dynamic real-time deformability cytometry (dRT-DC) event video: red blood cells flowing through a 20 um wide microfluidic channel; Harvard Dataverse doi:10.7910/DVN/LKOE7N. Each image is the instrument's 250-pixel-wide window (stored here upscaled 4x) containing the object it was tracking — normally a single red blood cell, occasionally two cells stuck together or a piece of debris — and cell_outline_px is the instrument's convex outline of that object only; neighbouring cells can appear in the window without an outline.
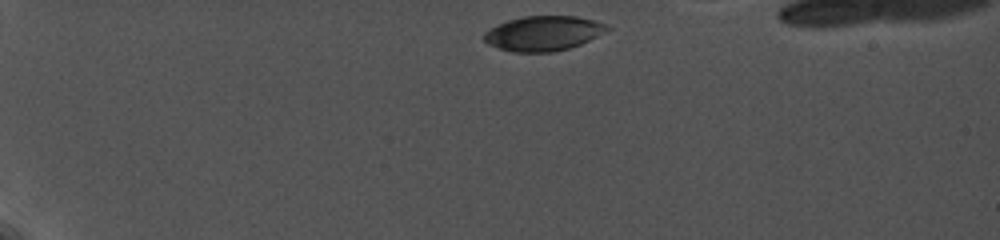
{"species": "common noctule bat (a hibernating species)", "species_latin": "Nyctalus noctula", "temperature_condition": "cold", "stored_images_in_passage": 8, "camera_frame_rate_fps": 5000, "um_per_image_px": 0.085, "animal": {"sex": "female", "body_mass_g": 19.0, "forearm_length_mm": 56.7}, "frame": {"image": 1, "passage_image": 1, "time_ms": 0.0, "image_size_px": [1000, 240], "cell_outline_px": [[612, 28], [580, 44], [568, 48], [552, 52], [512, 52], [488, 44], [484, 40], [484, 32], [508, 20], [524, 16], [576, 16], [608, 24]], "centroid_in_image_um": [46.19, 2.83], "position_along_channel_um": 38.8, "area_um2": 24.68}}